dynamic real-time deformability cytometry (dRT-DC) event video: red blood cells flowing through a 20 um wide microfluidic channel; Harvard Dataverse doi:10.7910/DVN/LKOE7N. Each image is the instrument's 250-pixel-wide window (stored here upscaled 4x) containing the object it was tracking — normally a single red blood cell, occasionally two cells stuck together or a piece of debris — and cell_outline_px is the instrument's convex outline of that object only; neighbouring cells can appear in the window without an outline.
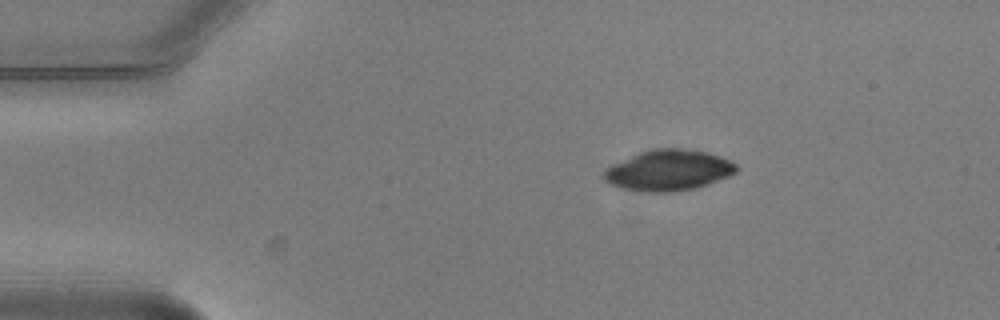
{"species": "common noctule bat (a hibernating species)", "species_latin": "Nyctalus noctula", "temperature_condition": "warm", "stored_images_in_passage": 3, "camera_frame_rate_fps": 3000, "um_per_image_px": 0.085, "animal": {"sex": "male", "body_mass_g": 20.5, "forearm_length_mm": 52.5}, "frame": {"image": 1, "passage_image": 1, "time_ms": 0.0, "image_size_px": [1000, 320], "cell_outline_px": [[740, 168], [732, 176], [696, 188], [668, 192], [640, 192], [620, 188], [604, 180], [600, 176], [604, 168], [612, 164], [640, 152], [652, 148], [680, 148], [704, 152], [720, 156], [736, 164]], "centroid_in_image_um": [56.8, 14.48], "position_along_channel_um": 28.2, "area_um2": 31.85}}